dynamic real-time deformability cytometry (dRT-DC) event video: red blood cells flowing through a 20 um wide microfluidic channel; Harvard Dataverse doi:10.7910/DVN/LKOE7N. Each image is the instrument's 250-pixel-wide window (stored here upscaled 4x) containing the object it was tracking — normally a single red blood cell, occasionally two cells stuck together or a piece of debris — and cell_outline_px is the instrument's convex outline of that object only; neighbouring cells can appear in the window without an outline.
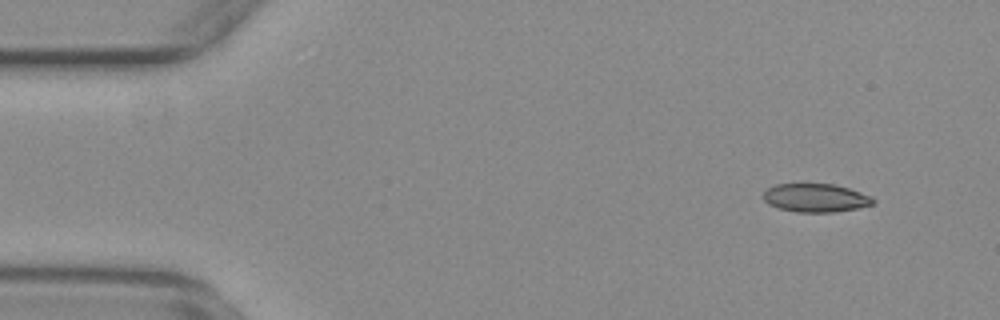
{"species": "common noctule bat (a hibernating species)", "species_latin": "Nyctalus noctula", "temperature_condition": "warm", "stored_images_in_passage": 22, "camera_frame_rate_fps": 3000, "um_per_image_px": 0.085, "animal": {"sex": "female", "body_mass_g": 29.2, "forearm_length_mm": 56.3}, "frame": {"image": 1, "passage_image": 1, "time_ms": 0.0, "image_size_px": [1000, 320], "cell_outline_px": [[876, 200], [872, 204], [856, 208], [832, 212], [796, 212], [780, 208], [768, 204], [764, 200], [764, 192], [768, 188], [776, 184], [832, 184], [848, 188], [872, 196]], "centroid_in_image_um": [69.33, 16.81], "position_along_channel_um": 15.7, "area_um2": 17.98}}
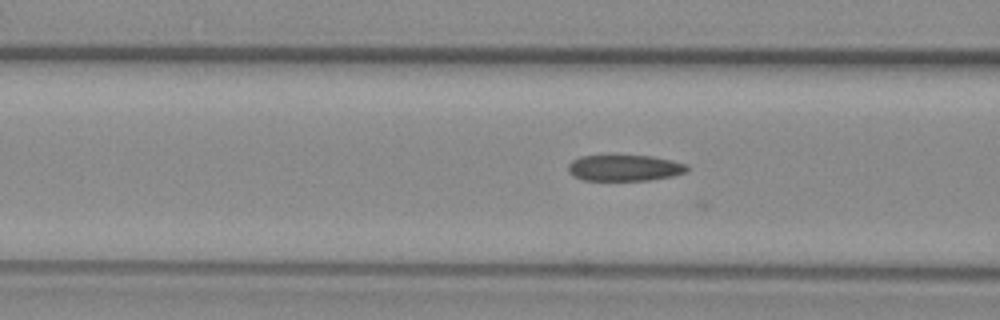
{"frame": {"image": 2, "passage_image": 17, "time_ms": 5.333, "image_size_px": [1000, 320], "cell_outline_px": [[688, 168], [684, 172], [672, 176], [648, 180], [584, 180], [572, 176], [568, 172], [568, 164], [572, 160], [580, 156], [652, 156], [672, 160], [688, 164]], "centroid_in_image_um": [53.06, 14.27], "position_along_channel_um": 113.5, "area_um2": 18.03}}
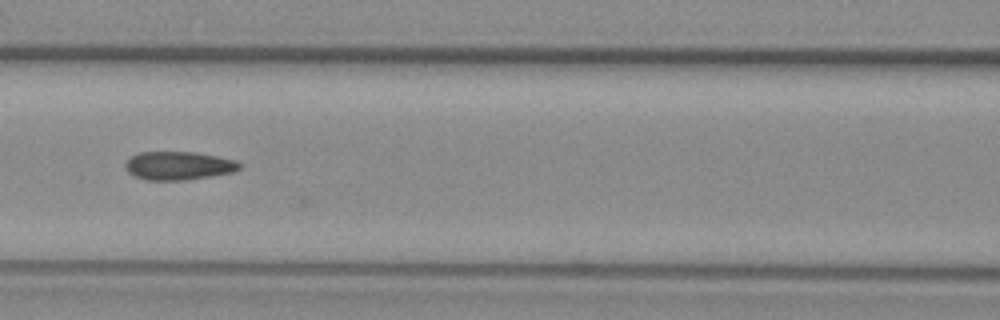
{"frame": {"image": 3, "passage_image": 20, "time_ms": 6.333, "image_size_px": [1000, 320], "cell_outline_px": [[244, 164], [240, 168], [232, 172], [212, 176], [184, 180], [148, 180], [136, 176], [128, 172], [124, 168], [124, 164], [132, 156], [140, 152], [196, 152], [236, 160]], "centroid_in_image_um": [15.2, 14.08], "position_along_channel_um": 151.4, "area_um2": 18.9}}